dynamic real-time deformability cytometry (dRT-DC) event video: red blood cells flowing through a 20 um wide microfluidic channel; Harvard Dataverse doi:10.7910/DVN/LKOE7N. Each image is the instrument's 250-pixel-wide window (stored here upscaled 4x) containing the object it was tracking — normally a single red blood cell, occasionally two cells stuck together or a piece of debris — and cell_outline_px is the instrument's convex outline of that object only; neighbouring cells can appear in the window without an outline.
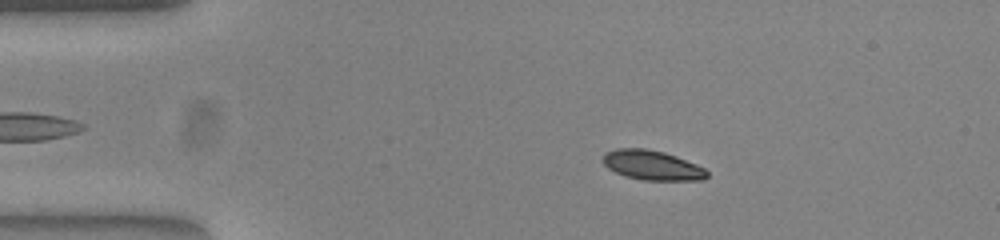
{"species": "common noctule bat (a hibernating species)", "species_latin": "Nyctalus noctula", "temperature_condition": "warm", "stored_images_in_passage": 42, "camera_frame_rate_fps": 3000, "um_per_image_px": 0.085, "animal": {"sex": "female", "body_mass_g": 23.0, "forearm_length_mm": 53.4}, "frame": {"image": 1, "passage_image": 9, "time_ms": 2.667, "image_size_px": [1000, 240], "cell_outline_px": [[708, 176], [704, 180], [644, 180], [624, 176], [608, 168], [600, 160], [604, 152], [616, 148], [644, 148], [664, 152], [676, 156], [696, 164], [704, 168], [708, 172]], "centroid_in_image_um": [55.4, 14.04], "position_along_channel_um": 29.6, "area_um2": 18.15}}
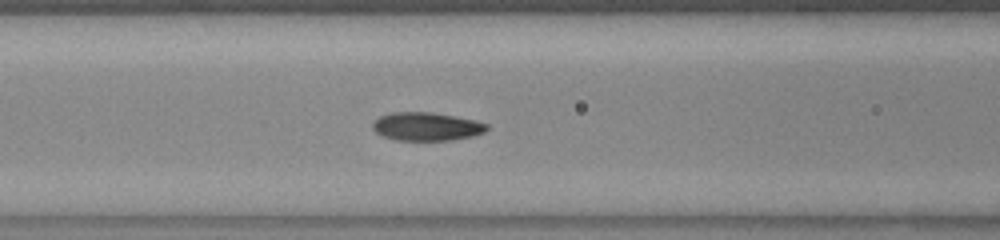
{"frame": {"image": 2, "passage_image": 21, "time_ms": 6.667, "image_size_px": [1000, 240], "cell_outline_px": [[488, 128], [484, 132], [472, 136], [452, 140], [396, 140], [384, 136], [376, 132], [372, 128], [372, 124], [380, 116], [392, 112], [428, 112], [452, 116], [472, 120], [488, 124]], "centroid_in_image_um": [36.23, 10.76], "position_along_channel_um": 130.4, "area_um2": 18.55}}
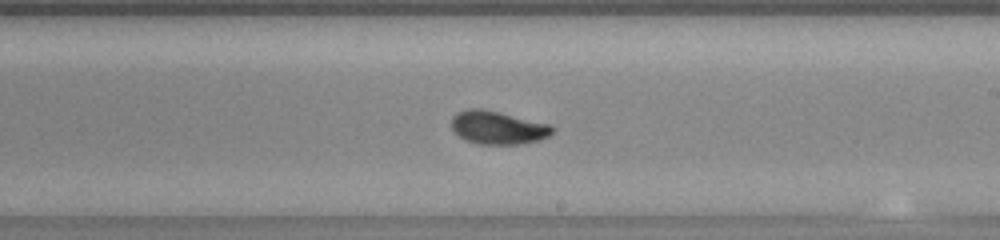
{"frame": {"image": 3, "passage_image": 30, "time_ms": 9.667, "image_size_px": [1000, 240], "cell_outline_px": [[556, 128], [548, 136], [540, 140], [516, 144], [480, 144], [464, 140], [452, 128], [452, 116], [456, 112], [468, 108], [480, 108], [552, 124]], "centroid_in_image_um": [42.33, 10.84], "position_along_channel_um": 246.7, "area_um2": 19.54}, "authors_computed_cell_mechanics": {"area_um2": 18.8428, "velocity_mm_per_s": 3.8876, "shape_relaxation_time_tau1_ms": 4.0261, "shape_relaxation_time_tau2_ms": 0.8162, "deformation_change_tau1": 0.1465, "deformation_change_tau2": 0.0377}}